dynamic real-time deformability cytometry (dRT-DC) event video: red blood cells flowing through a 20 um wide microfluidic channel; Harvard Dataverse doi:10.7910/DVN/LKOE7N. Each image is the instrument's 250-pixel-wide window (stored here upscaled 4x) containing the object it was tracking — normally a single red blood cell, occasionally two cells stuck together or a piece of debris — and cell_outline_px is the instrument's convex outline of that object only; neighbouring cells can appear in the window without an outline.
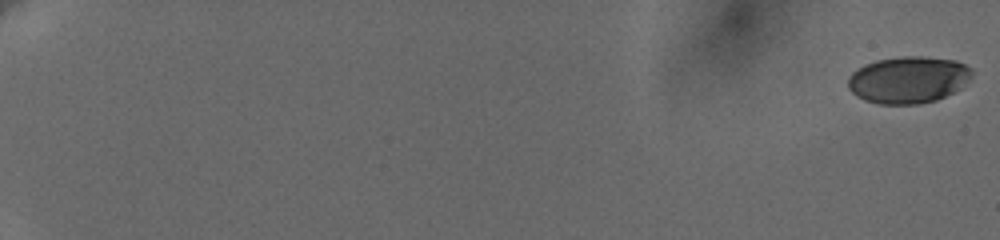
{"species": "human", "species_latin": "Homo sapiens", "temperature_condition": "cold", "stored_images_in_passage": 61, "camera_frame_rate_fps": 3000, "um_per_image_px": 0.085, "donor": {"sex": "female"}, "frame": {"image": 1, "passage_image": 1, "time_ms": 0.0, "image_size_px": [1000, 240], "cell_outline_px": [[972, 76], [960, 88], [936, 100], [920, 104], [880, 104], [864, 100], [856, 96], [848, 88], [848, 76], [852, 72], [864, 64], [876, 60], [900, 56], [920, 56], [956, 60], [972, 68]], "centroid_in_image_um": [77.18, 6.77], "position_along_channel_um": 7.8, "area_um2": 33.99}}
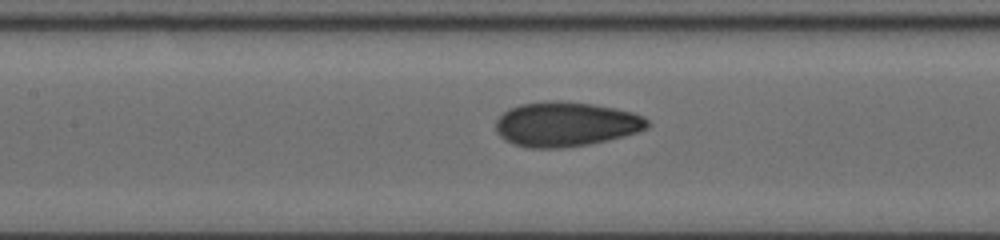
{"frame": {"image": 2, "passage_image": 33, "time_ms": 10.667, "image_size_px": [1000, 240], "cell_outline_px": [[648, 128], [624, 136], [608, 140], [588, 144], [560, 148], [528, 148], [512, 144], [504, 140], [496, 132], [496, 120], [508, 108], [520, 104], [552, 100], [560, 100], [592, 104], [616, 108], [632, 112], [644, 116], [648, 120]], "centroid_in_image_um": [48.07, 10.55], "position_along_channel_um": 159.3, "area_um2": 39.65}}
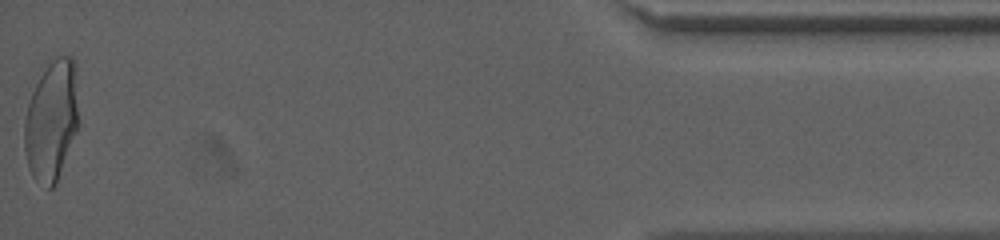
{"frame": {"image": 3, "passage_image": 61, "time_ms": 20.0, "image_size_px": [1000, 240], "cell_outline_px": [[76, 128], [56, 184], [52, 188], [48, 188], [36, 180], [28, 168], [24, 148], [24, 120], [28, 104], [32, 92], [40, 76], [48, 64], [56, 56], [72, 56], [76, 64]], "centroid_in_image_um": [4.34, 10.23], "position_along_channel_um": 430.9, "area_um2": 37.28}, "authors_computed_cell_mechanics": {"area_um2": 36.4718, "velocity_mm_per_s": 3.6395, "shape_relaxation_time_tau1_ms": 4.3902, "shape_relaxation_time_tau2_ms": 1.0318, "deformation_change_tau1": 0.1482, "deformation_change_tau2": 0.0466}}